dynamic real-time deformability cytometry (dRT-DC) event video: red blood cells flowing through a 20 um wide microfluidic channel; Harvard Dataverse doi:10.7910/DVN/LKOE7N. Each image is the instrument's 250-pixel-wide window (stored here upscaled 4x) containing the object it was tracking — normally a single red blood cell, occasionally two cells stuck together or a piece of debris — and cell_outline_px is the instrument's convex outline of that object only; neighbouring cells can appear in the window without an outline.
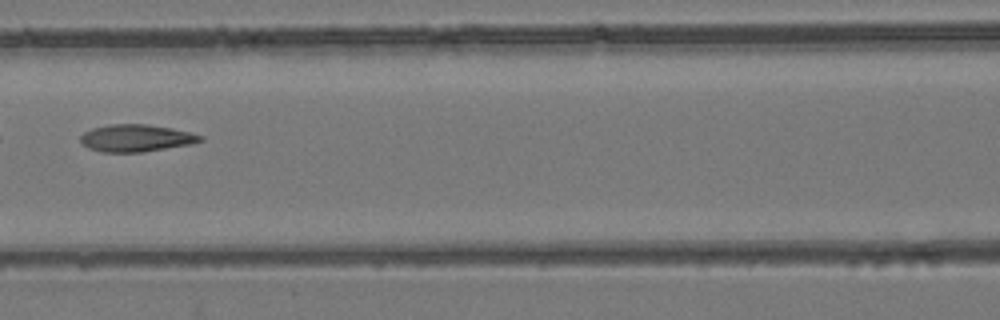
{"species": "common noctule bat (a hibernating species)", "species_latin": "Nyctalus noctula", "temperature_condition": "room temperature", "stored_images_in_passage": 7, "camera_frame_rate_fps": 3000, "um_per_image_px": 0.085, "animal": {"sex": "female", "body_mass_g": 24.6, "forearm_length_mm": 56.2}, "frame": {"image": 1, "passage_image": 7, "time_ms": 2.0, "image_size_px": [1000, 320], "cell_outline_px": [[204, 140], [188, 144], [144, 152], [100, 152], [88, 148], [80, 140], [80, 136], [84, 132], [92, 128], [108, 124], [148, 124], [172, 128], [204, 136]], "centroid_in_image_um": [11.54, 11.73], "position_along_channel_um": 155.1, "area_um2": 18.96}}